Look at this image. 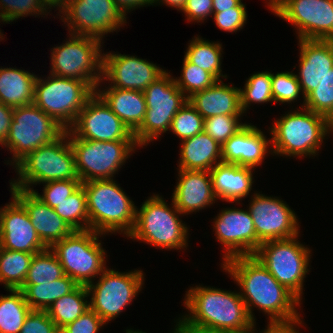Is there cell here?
I'll list each match as a JSON object with an SVG mask.
<instances>
[{"label": "cell", "mask_w": 333, "mask_h": 333, "mask_svg": "<svg viewBox=\"0 0 333 333\" xmlns=\"http://www.w3.org/2000/svg\"><path fill=\"white\" fill-rule=\"evenodd\" d=\"M203 127L204 118L187 101L174 116L169 131L182 141L203 132Z\"/></svg>", "instance_id": "cell-41"}, {"label": "cell", "mask_w": 333, "mask_h": 333, "mask_svg": "<svg viewBox=\"0 0 333 333\" xmlns=\"http://www.w3.org/2000/svg\"><path fill=\"white\" fill-rule=\"evenodd\" d=\"M165 4L166 6H169L171 8H175L178 11H182V9L185 6L186 0H152V6L154 4Z\"/></svg>", "instance_id": "cell-55"}, {"label": "cell", "mask_w": 333, "mask_h": 333, "mask_svg": "<svg viewBox=\"0 0 333 333\" xmlns=\"http://www.w3.org/2000/svg\"><path fill=\"white\" fill-rule=\"evenodd\" d=\"M114 2L125 16L128 12L133 11L135 8L137 9L152 5V0H114Z\"/></svg>", "instance_id": "cell-52"}, {"label": "cell", "mask_w": 333, "mask_h": 333, "mask_svg": "<svg viewBox=\"0 0 333 333\" xmlns=\"http://www.w3.org/2000/svg\"><path fill=\"white\" fill-rule=\"evenodd\" d=\"M65 276L63 267L50 248L34 254L23 285L53 282Z\"/></svg>", "instance_id": "cell-36"}, {"label": "cell", "mask_w": 333, "mask_h": 333, "mask_svg": "<svg viewBox=\"0 0 333 333\" xmlns=\"http://www.w3.org/2000/svg\"><path fill=\"white\" fill-rule=\"evenodd\" d=\"M46 78L37 76L33 103L67 130L96 91L87 82L77 79L51 73Z\"/></svg>", "instance_id": "cell-9"}, {"label": "cell", "mask_w": 333, "mask_h": 333, "mask_svg": "<svg viewBox=\"0 0 333 333\" xmlns=\"http://www.w3.org/2000/svg\"><path fill=\"white\" fill-rule=\"evenodd\" d=\"M272 12L294 25L298 39L333 40V0H284Z\"/></svg>", "instance_id": "cell-16"}, {"label": "cell", "mask_w": 333, "mask_h": 333, "mask_svg": "<svg viewBox=\"0 0 333 333\" xmlns=\"http://www.w3.org/2000/svg\"><path fill=\"white\" fill-rule=\"evenodd\" d=\"M69 35L62 45L51 49L50 73L87 82L96 91L102 79V41L89 36Z\"/></svg>", "instance_id": "cell-13"}, {"label": "cell", "mask_w": 333, "mask_h": 333, "mask_svg": "<svg viewBox=\"0 0 333 333\" xmlns=\"http://www.w3.org/2000/svg\"><path fill=\"white\" fill-rule=\"evenodd\" d=\"M183 303L189 314L179 317L178 323L248 333L254 322L239 292L196 285L186 291Z\"/></svg>", "instance_id": "cell-2"}, {"label": "cell", "mask_w": 333, "mask_h": 333, "mask_svg": "<svg viewBox=\"0 0 333 333\" xmlns=\"http://www.w3.org/2000/svg\"><path fill=\"white\" fill-rule=\"evenodd\" d=\"M58 13L69 34L101 41L105 34L116 32L127 23L114 0H67Z\"/></svg>", "instance_id": "cell-15"}, {"label": "cell", "mask_w": 333, "mask_h": 333, "mask_svg": "<svg viewBox=\"0 0 333 333\" xmlns=\"http://www.w3.org/2000/svg\"><path fill=\"white\" fill-rule=\"evenodd\" d=\"M241 115H215L204 119L203 131L221 146L247 123L240 122Z\"/></svg>", "instance_id": "cell-43"}, {"label": "cell", "mask_w": 333, "mask_h": 333, "mask_svg": "<svg viewBox=\"0 0 333 333\" xmlns=\"http://www.w3.org/2000/svg\"><path fill=\"white\" fill-rule=\"evenodd\" d=\"M178 169L210 171L222 162V146L207 133L182 140Z\"/></svg>", "instance_id": "cell-28"}, {"label": "cell", "mask_w": 333, "mask_h": 333, "mask_svg": "<svg viewBox=\"0 0 333 333\" xmlns=\"http://www.w3.org/2000/svg\"><path fill=\"white\" fill-rule=\"evenodd\" d=\"M96 89V93L111 108L113 113L134 132L142 123L146 113L144 93L137 90L113 88Z\"/></svg>", "instance_id": "cell-29"}, {"label": "cell", "mask_w": 333, "mask_h": 333, "mask_svg": "<svg viewBox=\"0 0 333 333\" xmlns=\"http://www.w3.org/2000/svg\"><path fill=\"white\" fill-rule=\"evenodd\" d=\"M43 184L44 188L41 195L34 189H32L31 191L43 203L54 209L59 205V203L66 200L71 194H73L82 185V181L59 180L49 181Z\"/></svg>", "instance_id": "cell-45"}, {"label": "cell", "mask_w": 333, "mask_h": 333, "mask_svg": "<svg viewBox=\"0 0 333 333\" xmlns=\"http://www.w3.org/2000/svg\"><path fill=\"white\" fill-rule=\"evenodd\" d=\"M54 210L73 230H89L87 196L83 185Z\"/></svg>", "instance_id": "cell-37"}, {"label": "cell", "mask_w": 333, "mask_h": 333, "mask_svg": "<svg viewBox=\"0 0 333 333\" xmlns=\"http://www.w3.org/2000/svg\"><path fill=\"white\" fill-rule=\"evenodd\" d=\"M283 1L284 0H266V2L268 3L267 6L271 10V12Z\"/></svg>", "instance_id": "cell-58"}, {"label": "cell", "mask_w": 333, "mask_h": 333, "mask_svg": "<svg viewBox=\"0 0 333 333\" xmlns=\"http://www.w3.org/2000/svg\"><path fill=\"white\" fill-rule=\"evenodd\" d=\"M271 85L274 103H294L303 95L297 76L291 71L272 73Z\"/></svg>", "instance_id": "cell-44"}, {"label": "cell", "mask_w": 333, "mask_h": 333, "mask_svg": "<svg viewBox=\"0 0 333 333\" xmlns=\"http://www.w3.org/2000/svg\"><path fill=\"white\" fill-rule=\"evenodd\" d=\"M298 236L265 241L254 257L301 302L311 250L300 243Z\"/></svg>", "instance_id": "cell-7"}, {"label": "cell", "mask_w": 333, "mask_h": 333, "mask_svg": "<svg viewBox=\"0 0 333 333\" xmlns=\"http://www.w3.org/2000/svg\"><path fill=\"white\" fill-rule=\"evenodd\" d=\"M0 296V333H19L32 310L20 289H8Z\"/></svg>", "instance_id": "cell-34"}, {"label": "cell", "mask_w": 333, "mask_h": 333, "mask_svg": "<svg viewBox=\"0 0 333 333\" xmlns=\"http://www.w3.org/2000/svg\"><path fill=\"white\" fill-rule=\"evenodd\" d=\"M143 93L146 113L141 125L133 132L135 142L141 148L169 131L174 116L188 101L175 83L174 77L167 71Z\"/></svg>", "instance_id": "cell-10"}, {"label": "cell", "mask_w": 333, "mask_h": 333, "mask_svg": "<svg viewBox=\"0 0 333 333\" xmlns=\"http://www.w3.org/2000/svg\"><path fill=\"white\" fill-rule=\"evenodd\" d=\"M14 108L0 102V145H3L9 135Z\"/></svg>", "instance_id": "cell-51"}, {"label": "cell", "mask_w": 333, "mask_h": 333, "mask_svg": "<svg viewBox=\"0 0 333 333\" xmlns=\"http://www.w3.org/2000/svg\"><path fill=\"white\" fill-rule=\"evenodd\" d=\"M17 180L10 188L31 191L32 185L59 180H80L67 130L52 142L29 153L16 166Z\"/></svg>", "instance_id": "cell-6"}, {"label": "cell", "mask_w": 333, "mask_h": 333, "mask_svg": "<svg viewBox=\"0 0 333 333\" xmlns=\"http://www.w3.org/2000/svg\"><path fill=\"white\" fill-rule=\"evenodd\" d=\"M37 75L11 67H0V102L12 108L34 102Z\"/></svg>", "instance_id": "cell-30"}, {"label": "cell", "mask_w": 333, "mask_h": 333, "mask_svg": "<svg viewBox=\"0 0 333 333\" xmlns=\"http://www.w3.org/2000/svg\"><path fill=\"white\" fill-rule=\"evenodd\" d=\"M304 108L327 117L333 123V68L305 98Z\"/></svg>", "instance_id": "cell-40"}, {"label": "cell", "mask_w": 333, "mask_h": 333, "mask_svg": "<svg viewBox=\"0 0 333 333\" xmlns=\"http://www.w3.org/2000/svg\"><path fill=\"white\" fill-rule=\"evenodd\" d=\"M300 57L296 74L305 98L317 88L323 77L333 68V40L298 39Z\"/></svg>", "instance_id": "cell-22"}, {"label": "cell", "mask_w": 333, "mask_h": 333, "mask_svg": "<svg viewBox=\"0 0 333 333\" xmlns=\"http://www.w3.org/2000/svg\"><path fill=\"white\" fill-rule=\"evenodd\" d=\"M299 108L283 114L270 126L273 156H316L325 137L333 132V123L327 117Z\"/></svg>", "instance_id": "cell-3"}, {"label": "cell", "mask_w": 333, "mask_h": 333, "mask_svg": "<svg viewBox=\"0 0 333 333\" xmlns=\"http://www.w3.org/2000/svg\"><path fill=\"white\" fill-rule=\"evenodd\" d=\"M88 291L85 285H78L72 292L57 299L48 309V315L60 330L74 322L89 309Z\"/></svg>", "instance_id": "cell-33"}, {"label": "cell", "mask_w": 333, "mask_h": 333, "mask_svg": "<svg viewBox=\"0 0 333 333\" xmlns=\"http://www.w3.org/2000/svg\"><path fill=\"white\" fill-rule=\"evenodd\" d=\"M246 4L242 2L234 8L222 12H213V19L216 26L226 32H237L243 29L247 21Z\"/></svg>", "instance_id": "cell-46"}, {"label": "cell", "mask_w": 333, "mask_h": 333, "mask_svg": "<svg viewBox=\"0 0 333 333\" xmlns=\"http://www.w3.org/2000/svg\"><path fill=\"white\" fill-rule=\"evenodd\" d=\"M222 44L219 41L210 42L204 40L200 36H195L186 49L184 57L192 64L209 72L216 80L227 79V75H223L222 63Z\"/></svg>", "instance_id": "cell-32"}, {"label": "cell", "mask_w": 333, "mask_h": 333, "mask_svg": "<svg viewBox=\"0 0 333 333\" xmlns=\"http://www.w3.org/2000/svg\"><path fill=\"white\" fill-rule=\"evenodd\" d=\"M98 278L97 282L93 281L86 286L90 299L89 308L106 324L116 319L135 299L145 281L142 270L135 269L125 273L108 267Z\"/></svg>", "instance_id": "cell-14"}, {"label": "cell", "mask_w": 333, "mask_h": 333, "mask_svg": "<svg viewBox=\"0 0 333 333\" xmlns=\"http://www.w3.org/2000/svg\"><path fill=\"white\" fill-rule=\"evenodd\" d=\"M253 194L248 211L253 218L256 236L262 243L300 234L298 217L285 201L257 191Z\"/></svg>", "instance_id": "cell-17"}, {"label": "cell", "mask_w": 333, "mask_h": 333, "mask_svg": "<svg viewBox=\"0 0 333 333\" xmlns=\"http://www.w3.org/2000/svg\"><path fill=\"white\" fill-rule=\"evenodd\" d=\"M186 333H235L228 330H223L215 327L202 326L193 323H179Z\"/></svg>", "instance_id": "cell-53"}, {"label": "cell", "mask_w": 333, "mask_h": 333, "mask_svg": "<svg viewBox=\"0 0 333 333\" xmlns=\"http://www.w3.org/2000/svg\"><path fill=\"white\" fill-rule=\"evenodd\" d=\"M34 254L0 247V283L8 289H20L28 274Z\"/></svg>", "instance_id": "cell-35"}, {"label": "cell", "mask_w": 333, "mask_h": 333, "mask_svg": "<svg viewBox=\"0 0 333 333\" xmlns=\"http://www.w3.org/2000/svg\"><path fill=\"white\" fill-rule=\"evenodd\" d=\"M126 333H146L143 331H134L133 329H126ZM172 333H186L185 329L178 323L176 322L174 331H172Z\"/></svg>", "instance_id": "cell-57"}, {"label": "cell", "mask_w": 333, "mask_h": 333, "mask_svg": "<svg viewBox=\"0 0 333 333\" xmlns=\"http://www.w3.org/2000/svg\"><path fill=\"white\" fill-rule=\"evenodd\" d=\"M181 12L185 14L188 22L202 23L213 15V0H186Z\"/></svg>", "instance_id": "cell-49"}, {"label": "cell", "mask_w": 333, "mask_h": 333, "mask_svg": "<svg viewBox=\"0 0 333 333\" xmlns=\"http://www.w3.org/2000/svg\"><path fill=\"white\" fill-rule=\"evenodd\" d=\"M239 89L217 80L207 89L195 92L188 101L204 119L215 115L243 116Z\"/></svg>", "instance_id": "cell-27"}, {"label": "cell", "mask_w": 333, "mask_h": 333, "mask_svg": "<svg viewBox=\"0 0 333 333\" xmlns=\"http://www.w3.org/2000/svg\"><path fill=\"white\" fill-rule=\"evenodd\" d=\"M242 0H213V12H222L237 7Z\"/></svg>", "instance_id": "cell-54"}, {"label": "cell", "mask_w": 333, "mask_h": 333, "mask_svg": "<svg viewBox=\"0 0 333 333\" xmlns=\"http://www.w3.org/2000/svg\"><path fill=\"white\" fill-rule=\"evenodd\" d=\"M272 73L262 71L252 74L245 82L244 89L240 90V106L243 114L252 103L274 102L271 85Z\"/></svg>", "instance_id": "cell-38"}, {"label": "cell", "mask_w": 333, "mask_h": 333, "mask_svg": "<svg viewBox=\"0 0 333 333\" xmlns=\"http://www.w3.org/2000/svg\"><path fill=\"white\" fill-rule=\"evenodd\" d=\"M78 284L65 275L53 282L39 285H23L22 290L26 302L33 310H47L57 299L72 292Z\"/></svg>", "instance_id": "cell-31"}, {"label": "cell", "mask_w": 333, "mask_h": 333, "mask_svg": "<svg viewBox=\"0 0 333 333\" xmlns=\"http://www.w3.org/2000/svg\"><path fill=\"white\" fill-rule=\"evenodd\" d=\"M212 223L216 239L224 246L222 262L236 256H254L262 243L248 209L224 208Z\"/></svg>", "instance_id": "cell-19"}, {"label": "cell", "mask_w": 333, "mask_h": 333, "mask_svg": "<svg viewBox=\"0 0 333 333\" xmlns=\"http://www.w3.org/2000/svg\"><path fill=\"white\" fill-rule=\"evenodd\" d=\"M47 310H31L19 333H59Z\"/></svg>", "instance_id": "cell-47"}, {"label": "cell", "mask_w": 333, "mask_h": 333, "mask_svg": "<svg viewBox=\"0 0 333 333\" xmlns=\"http://www.w3.org/2000/svg\"><path fill=\"white\" fill-rule=\"evenodd\" d=\"M48 15L42 0H0V22L10 23L28 15Z\"/></svg>", "instance_id": "cell-42"}, {"label": "cell", "mask_w": 333, "mask_h": 333, "mask_svg": "<svg viewBox=\"0 0 333 333\" xmlns=\"http://www.w3.org/2000/svg\"><path fill=\"white\" fill-rule=\"evenodd\" d=\"M303 320H290V321H271L267 322V329L265 328L261 333H300L299 325H303ZM256 321L253 322L248 333H256ZM298 327V328H297ZM298 329V330H297Z\"/></svg>", "instance_id": "cell-50"}, {"label": "cell", "mask_w": 333, "mask_h": 333, "mask_svg": "<svg viewBox=\"0 0 333 333\" xmlns=\"http://www.w3.org/2000/svg\"><path fill=\"white\" fill-rule=\"evenodd\" d=\"M106 323L92 310L88 309L83 315L78 317L60 329L59 333H99V330Z\"/></svg>", "instance_id": "cell-48"}, {"label": "cell", "mask_w": 333, "mask_h": 333, "mask_svg": "<svg viewBox=\"0 0 333 333\" xmlns=\"http://www.w3.org/2000/svg\"><path fill=\"white\" fill-rule=\"evenodd\" d=\"M67 134L75 156L78 178L83 182L113 179L138 145L135 141H95ZM137 146V147H136Z\"/></svg>", "instance_id": "cell-12"}, {"label": "cell", "mask_w": 333, "mask_h": 333, "mask_svg": "<svg viewBox=\"0 0 333 333\" xmlns=\"http://www.w3.org/2000/svg\"><path fill=\"white\" fill-rule=\"evenodd\" d=\"M101 235L91 229L74 230L50 247L61 263L65 275L78 285L87 286L107 267V252L99 240Z\"/></svg>", "instance_id": "cell-8"}, {"label": "cell", "mask_w": 333, "mask_h": 333, "mask_svg": "<svg viewBox=\"0 0 333 333\" xmlns=\"http://www.w3.org/2000/svg\"><path fill=\"white\" fill-rule=\"evenodd\" d=\"M0 208V247L37 254L47 249L32 225L24 206L13 196Z\"/></svg>", "instance_id": "cell-21"}, {"label": "cell", "mask_w": 333, "mask_h": 333, "mask_svg": "<svg viewBox=\"0 0 333 333\" xmlns=\"http://www.w3.org/2000/svg\"><path fill=\"white\" fill-rule=\"evenodd\" d=\"M178 170L172 200L183 215L199 212L217 201L210 171Z\"/></svg>", "instance_id": "cell-25"}, {"label": "cell", "mask_w": 333, "mask_h": 333, "mask_svg": "<svg viewBox=\"0 0 333 333\" xmlns=\"http://www.w3.org/2000/svg\"><path fill=\"white\" fill-rule=\"evenodd\" d=\"M69 130L77 137L95 141H135L133 132L95 93L79 112Z\"/></svg>", "instance_id": "cell-18"}, {"label": "cell", "mask_w": 333, "mask_h": 333, "mask_svg": "<svg viewBox=\"0 0 333 333\" xmlns=\"http://www.w3.org/2000/svg\"><path fill=\"white\" fill-rule=\"evenodd\" d=\"M171 202L172 207L159 194L148 197L140 209L136 208L135 226L127 237L161 250L187 249L189 228L179 217L183 214Z\"/></svg>", "instance_id": "cell-5"}, {"label": "cell", "mask_w": 333, "mask_h": 333, "mask_svg": "<svg viewBox=\"0 0 333 333\" xmlns=\"http://www.w3.org/2000/svg\"><path fill=\"white\" fill-rule=\"evenodd\" d=\"M180 77H175L178 88L189 98L195 92L202 91L212 86L217 80L207 71L183 59Z\"/></svg>", "instance_id": "cell-39"}, {"label": "cell", "mask_w": 333, "mask_h": 333, "mask_svg": "<svg viewBox=\"0 0 333 333\" xmlns=\"http://www.w3.org/2000/svg\"><path fill=\"white\" fill-rule=\"evenodd\" d=\"M42 2L49 9V11H51L50 9H53V7L58 8L57 10L60 11L65 6L67 0H42Z\"/></svg>", "instance_id": "cell-56"}, {"label": "cell", "mask_w": 333, "mask_h": 333, "mask_svg": "<svg viewBox=\"0 0 333 333\" xmlns=\"http://www.w3.org/2000/svg\"><path fill=\"white\" fill-rule=\"evenodd\" d=\"M270 145L271 138H267L257 126L247 123L222 145V162L255 169L262 165L268 153L272 155Z\"/></svg>", "instance_id": "cell-23"}, {"label": "cell", "mask_w": 333, "mask_h": 333, "mask_svg": "<svg viewBox=\"0 0 333 333\" xmlns=\"http://www.w3.org/2000/svg\"><path fill=\"white\" fill-rule=\"evenodd\" d=\"M65 131L34 103L14 108L9 135L2 145L13 155L7 165L16 166L29 153L57 139Z\"/></svg>", "instance_id": "cell-11"}, {"label": "cell", "mask_w": 333, "mask_h": 333, "mask_svg": "<svg viewBox=\"0 0 333 333\" xmlns=\"http://www.w3.org/2000/svg\"><path fill=\"white\" fill-rule=\"evenodd\" d=\"M221 265L240 287L239 294L254 322V307L267 314L269 322L301 320L296 308L301 302L254 256H236Z\"/></svg>", "instance_id": "cell-1"}, {"label": "cell", "mask_w": 333, "mask_h": 333, "mask_svg": "<svg viewBox=\"0 0 333 333\" xmlns=\"http://www.w3.org/2000/svg\"><path fill=\"white\" fill-rule=\"evenodd\" d=\"M87 196L89 229L103 234L128 236L136 222V208L114 179L91 180L82 183Z\"/></svg>", "instance_id": "cell-4"}, {"label": "cell", "mask_w": 333, "mask_h": 333, "mask_svg": "<svg viewBox=\"0 0 333 333\" xmlns=\"http://www.w3.org/2000/svg\"><path fill=\"white\" fill-rule=\"evenodd\" d=\"M166 70L153 62L119 53H103L102 79L109 86L128 90L144 91L152 82L161 77Z\"/></svg>", "instance_id": "cell-20"}, {"label": "cell", "mask_w": 333, "mask_h": 333, "mask_svg": "<svg viewBox=\"0 0 333 333\" xmlns=\"http://www.w3.org/2000/svg\"><path fill=\"white\" fill-rule=\"evenodd\" d=\"M13 195L26 209L42 243L50 248L74 230L54 209L43 203L32 191L11 188Z\"/></svg>", "instance_id": "cell-24"}, {"label": "cell", "mask_w": 333, "mask_h": 333, "mask_svg": "<svg viewBox=\"0 0 333 333\" xmlns=\"http://www.w3.org/2000/svg\"><path fill=\"white\" fill-rule=\"evenodd\" d=\"M5 36H3V33L0 30V40L2 41L4 39Z\"/></svg>", "instance_id": "cell-59"}, {"label": "cell", "mask_w": 333, "mask_h": 333, "mask_svg": "<svg viewBox=\"0 0 333 333\" xmlns=\"http://www.w3.org/2000/svg\"><path fill=\"white\" fill-rule=\"evenodd\" d=\"M253 171L254 168L236 164L223 162L216 164L210 170V174L217 200L240 204V200L251 193L254 182Z\"/></svg>", "instance_id": "cell-26"}]
</instances>
